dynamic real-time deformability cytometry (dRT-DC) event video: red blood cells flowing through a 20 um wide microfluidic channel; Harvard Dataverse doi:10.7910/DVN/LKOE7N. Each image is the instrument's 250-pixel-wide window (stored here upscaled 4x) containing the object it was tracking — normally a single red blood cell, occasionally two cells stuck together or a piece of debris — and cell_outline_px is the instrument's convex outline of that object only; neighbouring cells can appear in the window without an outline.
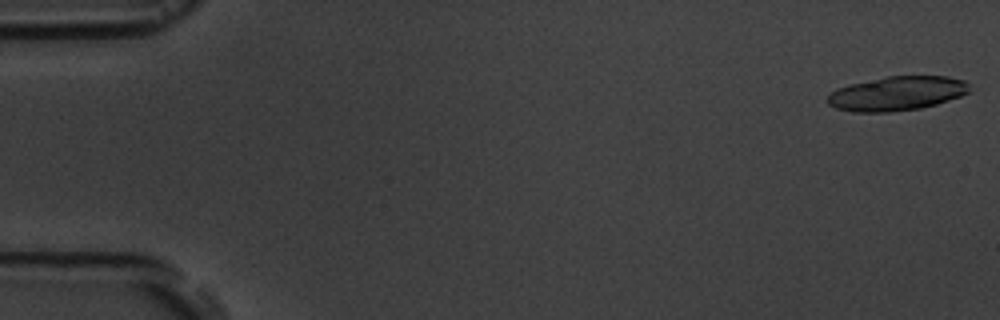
{"species": "common noctule bat (a hibernating species)", "species_latin": "Nyctalus noctula", "temperature_condition": "room temperature", "stored_images_in_passage": 7, "camera_frame_rate_fps": 3000, "um_per_image_px": 0.085, "animal": {"sex": "male", "body_mass_g": 19.5, "forearm_length_mm": 54.6}, "frame": {"image": 1, "passage_image": 1, "time_ms": 0.0, "image_size_px": [1000, 320], "cell_outline_px": [[968, 92], [960, 96], [936, 104], [920, 108], [888, 112], [852, 112], [836, 108], [828, 104], [824, 100], [836, 88], [848, 84], [888, 76], [948, 76], [964, 80], [968, 84]], "centroid_in_image_um": [76.19, 7.94], "position_along_channel_um": 8.8, "area_um2": 28.32}}
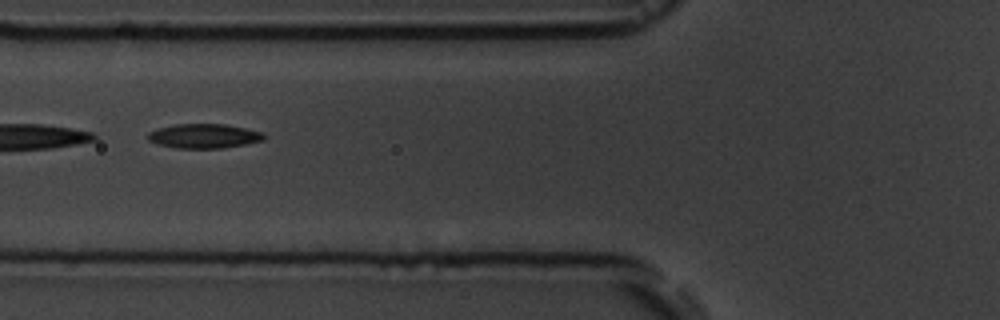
{"frame": {"image": 2, "passage_image": 6, "time_ms": 6.667, "image_size_px": [1000, 320], "cell_outline_px": [[268, 136], [264, 140], [224, 148], [176, 148], [156, 144], [148, 140], [144, 136], [148, 132], [156, 128], [172, 124], [228, 124], [260, 132]], "centroid_in_image_um": [17.27, 11.56], "position_along_channel_um": 108.5, "area_um2": 16.76}}
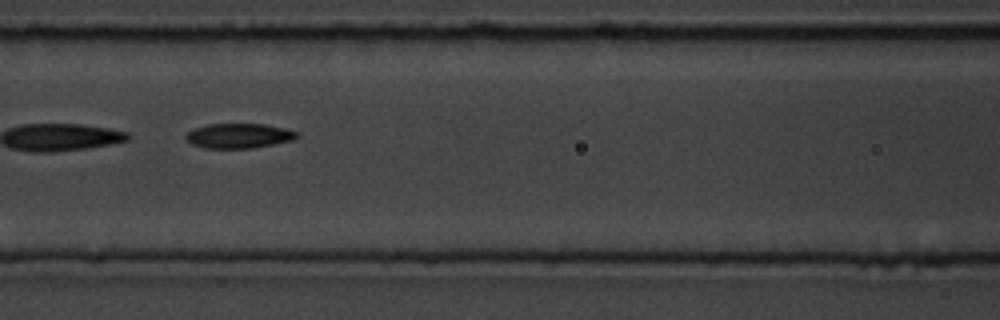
{"frame": {"image": 3, "passage_image": 7, "time_ms": 7.667, "image_size_px": [1000, 320], "cell_outline_px": [[300, 136], [296, 140], [252, 148], [204, 148], [192, 144], [184, 136], [188, 132], [196, 128], [208, 124], [264, 124], [284, 128], [300, 132]], "centroid_in_image_um": [20.37, 11.54], "position_along_channel_um": 146.2, "area_um2": 16.13}}